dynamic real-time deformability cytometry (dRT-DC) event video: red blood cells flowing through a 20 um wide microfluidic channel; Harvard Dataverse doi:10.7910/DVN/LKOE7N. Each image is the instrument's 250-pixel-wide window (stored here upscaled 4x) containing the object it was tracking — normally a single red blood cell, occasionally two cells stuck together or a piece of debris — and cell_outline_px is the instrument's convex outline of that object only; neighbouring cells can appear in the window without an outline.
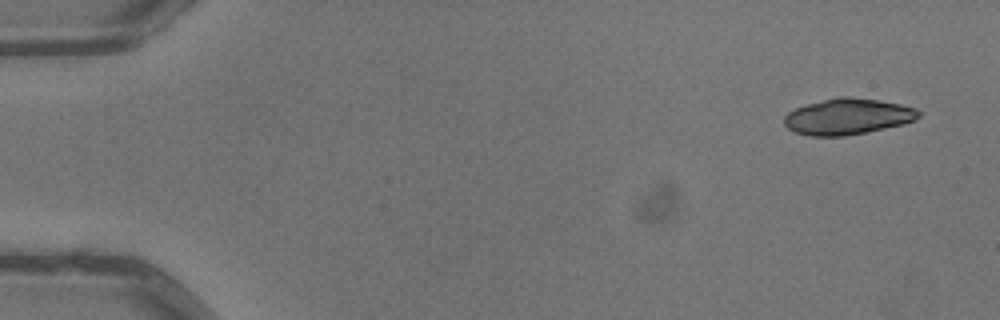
{"species": "common noctule bat (a hibernating species)", "species_latin": "Nyctalus noctula", "temperature_condition": "warm", "stored_images_in_passage": 6, "segment_of_instrument_passage": [1, 2], "camera_frame_rate_fps": 3000, "um_per_image_px": 0.085, "animal": {"sex": "male", "body_mass_g": 13.3}, "frame": {"image": 1, "passage_image": 1, "time_ms": 0.0, "image_size_px": [1000, 320], "cell_outline_px": [[920, 116], [916, 120], [904, 124], [844, 136], [812, 136], [796, 132], [788, 128], [784, 124], [784, 116], [788, 112], [796, 108], [808, 104], [836, 96], [848, 96], [880, 100], [900, 104], [916, 108], [920, 112]], "centroid_in_image_um": [72.07, 9.89], "position_along_channel_um": 12.9, "area_um2": 28.21}}
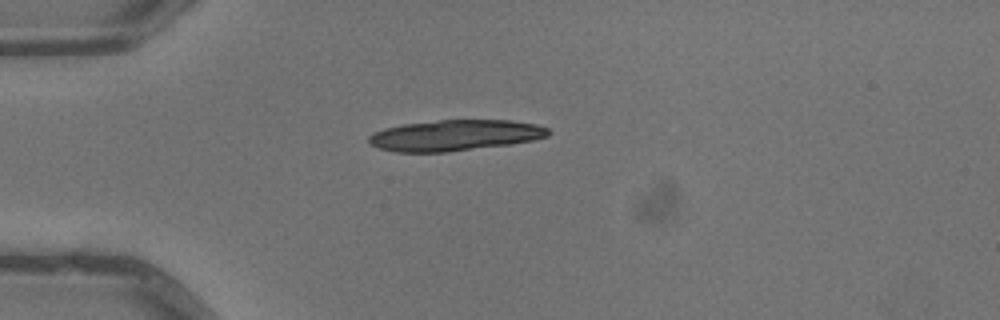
{"frame": {"image": 2, "passage_image": 4, "time_ms": 1.0, "image_size_px": [1000, 320], "cell_outline_px": [[552, 132], [548, 136], [532, 140], [508, 144], [444, 152], [396, 152], [380, 148], [372, 144], [368, 140], [368, 136], [384, 128], [404, 124], [440, 120], [512, 120], [536, 124], [548, 128]], "centroid_in_image_um": [38.69, 11.49], "position_along_channel_um": 46.3, "area_um2": 32.02}}